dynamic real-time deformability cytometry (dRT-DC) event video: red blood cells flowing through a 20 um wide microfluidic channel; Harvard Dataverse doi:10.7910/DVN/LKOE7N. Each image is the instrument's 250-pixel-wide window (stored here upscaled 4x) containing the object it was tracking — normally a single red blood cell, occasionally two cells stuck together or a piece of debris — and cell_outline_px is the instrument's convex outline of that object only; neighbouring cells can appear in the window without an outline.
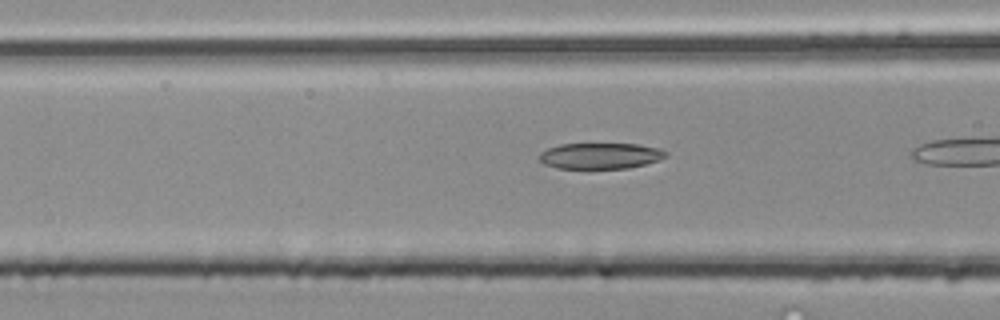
{"species": "common noctule bat (a hibernating species)", "species_latin": "Nyctalus noctula", "temperature_condition": "room temperature", "stored_images_in_passage": 28, "camera_frame_rate_fps": 3000, "um_per_image_px": 0.085, "animal": {"sex": "male", "body_mass_g": 20.4}, "frame": {"image": 1, "passage_image": 18, "time_ms": 5.667, "image_size_px": [1000, 320], "cell_outline_px": [[668, 156], [660, 160], [628, 168], [556, 168], [544, 164], [540, 160], [540, 152], [548, 148], [560, 144], [640, 144], [656, 148], [668, 152]], "centroid_in_image_um": [51.04, 13.24], "position_along_channel_um": 115.6, "area_um2": 19.07}}
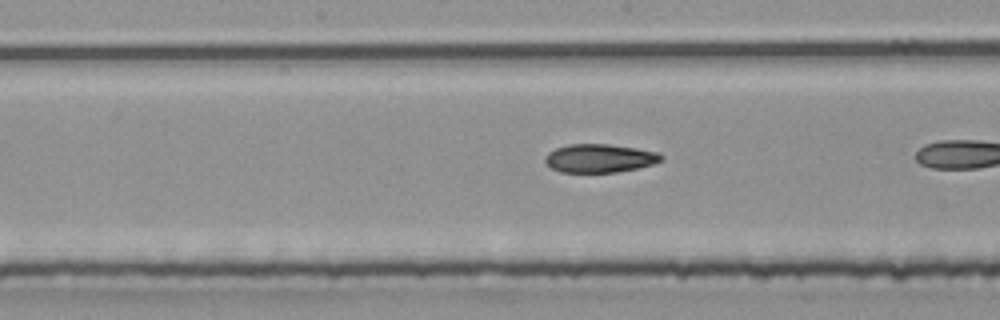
{"frame": {"image": 2, "passage_image": 24, "time_ms": 7.667, "image_size_px": [1000, 320], "cell_outline_px": [[664, 160], [652, 164], [636, 168], [616, 172], [560, 172], [552, 168], [544, 160], [544, 156], [548, 152], [556, 148], [568, 144], [608, 144], [636, 148], [660, 152], [664, 156]], "centroid_in_image_um": [50.98, 13.44], "position_along_channel_um": 197.2, "area_um2": 19.31}}
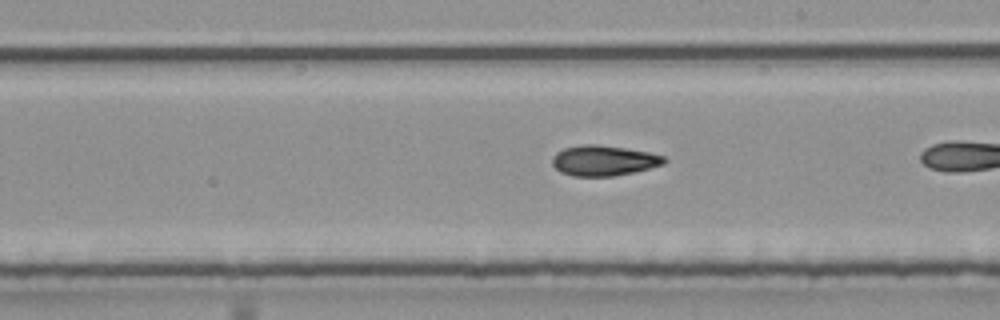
{"frame": {"image": 3, "passage_image": 27, "time_ms": 8.667, "image_size_px": [1000, 320], "cell_outline_px": [[668, 160], [664, 164], [632, 172], [612, 176], [572, 176], [560, 172], [552, 164], [552, 156], [556, 152], [564, 148], [584, 144], [596, 144], [624, 148], [648, 152], [664, 156]], "centroid_in_image_um": [51.29, 13.64], "position_along_channel_um": 237.7, "area_um2": 19.71}}